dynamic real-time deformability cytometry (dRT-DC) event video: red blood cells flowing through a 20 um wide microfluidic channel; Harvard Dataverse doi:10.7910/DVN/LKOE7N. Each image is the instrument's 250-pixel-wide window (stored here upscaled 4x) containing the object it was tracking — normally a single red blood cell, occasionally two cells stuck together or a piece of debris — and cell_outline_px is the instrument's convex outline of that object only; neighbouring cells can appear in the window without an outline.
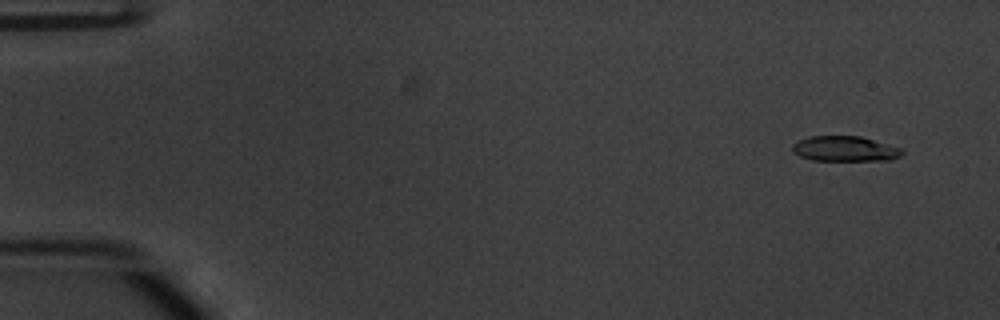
{"species": "common noctule bat (a hibernating species)", "species_latin": "Nyctalus noctula", "temperature_condition": "warm", "stored_images_in_passage": 53, "camera_frame_rate_fps": 3000, "um_per_image_px": 0.085, "animal": {"sex": "male", "body_mass_g": 20.1, "forearm_length_mm": 53.5}, "frame": {"image": 1, "passage_image": 4, "time_ms": 1.0, "image_size_px": [1000, 320], "cell_outline_px": [[904, 152], [900, 156], [892, 160], [812, 160], [800, 156], [792, 152], [792, 144], [808, 136], [860, 136], [900, 148]], "centroid_in_image_um": [71.79, 12.65], "position_along_channel_um": 13.2, "area_um2": 16.01}}
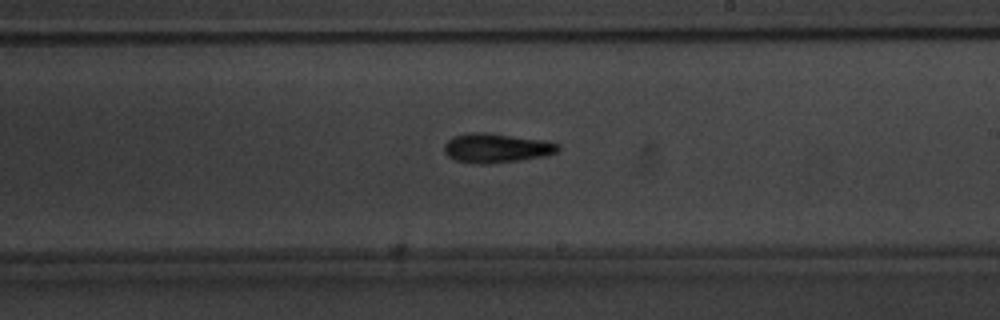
{"frame": {"image": 2, "passage_image": 32, "time_ms": 10.333, "image_size_px": [1000, 320], "cell_outline_px": [[560, 148], [556, 152], [544, 156], [520, 160], [484, 164], [480, 164], [456, 160], [448, 156], [444, 152], [444, 144], [452, 136], [472, 132], [488, 132], [544, 140], [560, 144]], "centroid_in_image_um": [42.18, 12.57], "position_along_channel_um": 246.8, "area_um2": 19.48}}
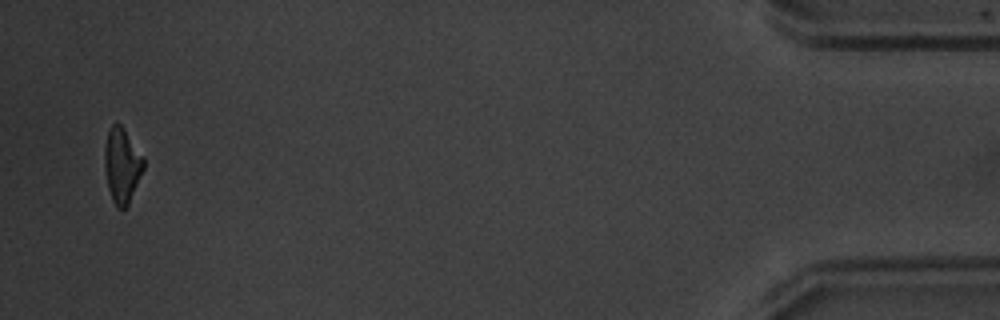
{"frame": {"image": 3, "passage_image": 52, "time_ms": 17.0, "image_size_px": [1000, 320], "cell_outline_px": [[144, 168], [128, 204], [124, 208], [116, 208], [112, 200], [108, 188], [104, 168], [104, 148], [108, 132], [112, 124], [120, 124], [124, 128], [144, 156]], "centroid_in_image_um": [10.36, 14.05], "position_along_channel_um": 424.8, "area_um2": 17.05}}